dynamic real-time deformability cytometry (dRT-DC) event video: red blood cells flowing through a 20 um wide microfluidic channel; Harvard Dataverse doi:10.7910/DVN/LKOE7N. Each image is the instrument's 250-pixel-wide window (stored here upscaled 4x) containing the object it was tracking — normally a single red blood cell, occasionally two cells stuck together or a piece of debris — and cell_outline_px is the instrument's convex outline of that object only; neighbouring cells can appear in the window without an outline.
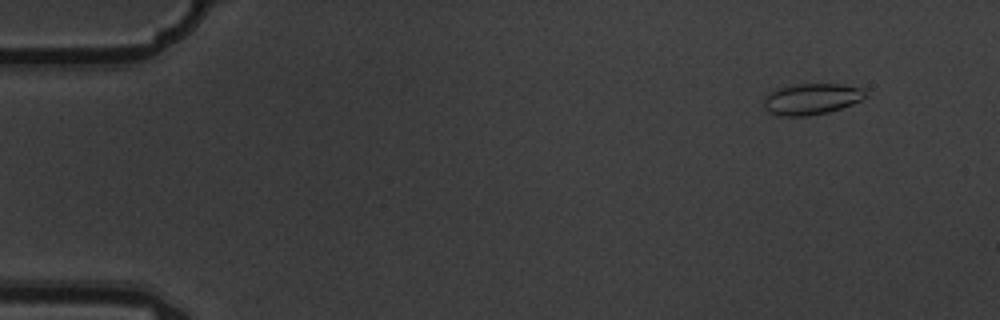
{"species": "common noctule bat (a hibernating species)", "species_latin": "Nyctalus noctula", "temperature_condition": "warm", "stored_images_in_passage": 6, "camera_frame_rate_fps": 3000, "um_per_image_px": 0.085, "animal": {"sex": "male", "body_mass_g": 19.5, "forearm_length_mm": 54.6}, "frame": {"image": 1, "passage_image": 2, "time_ms": 0.333, "image_size_px": [1000, 320], "cell_outline_px": [[868, 96], [852, 104], [828, 112], [808, 116], [776, 116], [768, 112], [764, 108], [764, 96], [768, 92], [776, 88], [792, 84], [840, 84], [864, 88], [868, 92]], "centroid_in_image_um": [68.95, 8.41], "position_along_channel_um": 16.1, "area_um2": 18.84}}
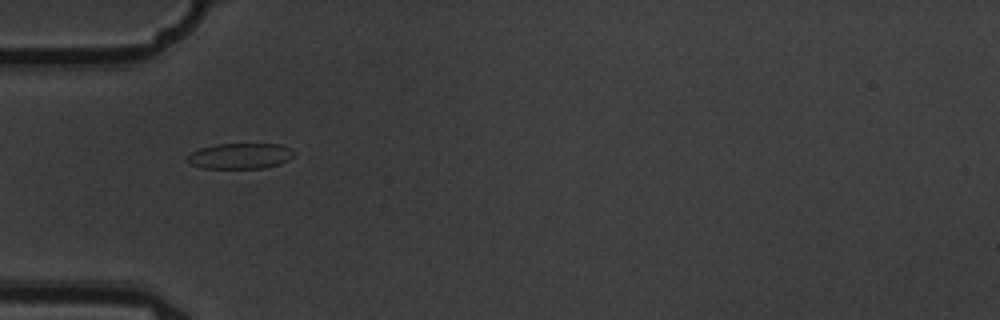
{"frame": {"image": 2, "passage_image": 5, "time_ms": 1.333, "image_size_px": [1000, 320], "cell_outline_px": [[296, 152], [288, 160], [280, 164], [264, 168], [204, 168], [192, 164], [184, 160], [192, 152], [200, 148], [216, 144], [280, 144], [292, 148]], "centroid_in_image_um": [20.44, 13.25], "position_along_channel_um": 64.6, "area_um2": 16.01}}